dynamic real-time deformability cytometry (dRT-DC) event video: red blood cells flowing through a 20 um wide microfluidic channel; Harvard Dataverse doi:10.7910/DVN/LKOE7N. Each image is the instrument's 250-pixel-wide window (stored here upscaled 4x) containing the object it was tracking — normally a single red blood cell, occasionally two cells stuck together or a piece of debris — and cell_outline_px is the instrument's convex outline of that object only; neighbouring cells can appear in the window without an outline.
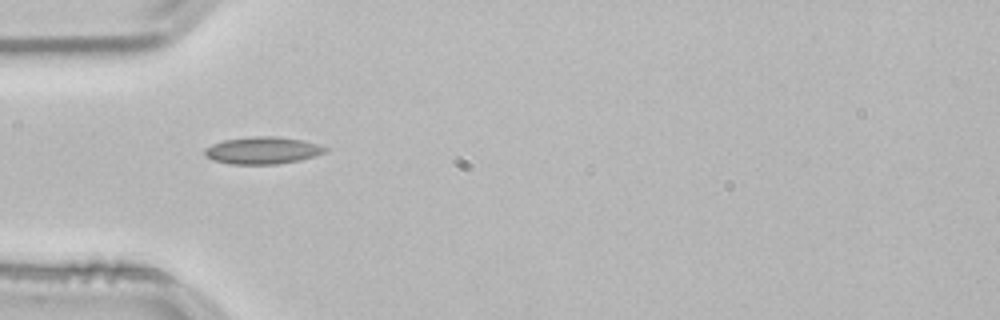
{"species": "common noctule bat (a hibernating species)", "species_latin": "Nyctalus noctula", "temperature_condition": "room temperature", "stored_images_in_passage": 38, "camera_frame_rate_fps": 3000, "um_per_image_px": 0.085, "animal": {"sex": "male", "body_mass_g": 21.5, "forearm_length_mm": 52.0}, "frame": {"image": 1, "passage_image": 1, "time_ms": 0.0, "image_size_px": [1000, 320], "cell_outline_px": [[328, 148], [324, 152], [316, 156], [300, 160], [276, 164], [232, 164], [212, 160], [204, 156], [204, 148], [212, 144], [224, 140], [252, 136], [272, 136], [304, 140]], "centroid_in_image_um": [22.28, 12.79], "position_along_channel_um": 62.7, "area_um2": 19.07}}
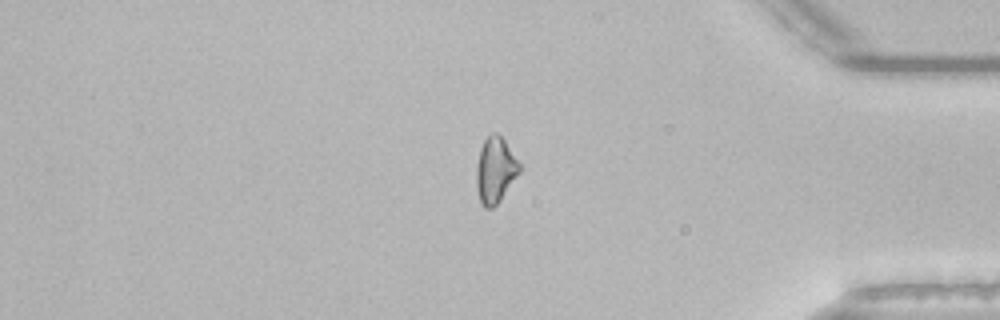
{"frame": {"image": 2, "passage_image": 29, "time_ms": 9.333, "image_size_px": [1000, 320], "cell_outline_px": [[520, 172], [500, 200], [492, 208], [484, 208], [480, 204], [476, 188], [476, 164], [480, 148], [484, 140], [492, 132], [496, 132], [504, 140], [520, 164]], "centroid_in_image_um": [42.07, 14.47], "position_along_channel_um": 393.1, "area_um2": 16.53}}
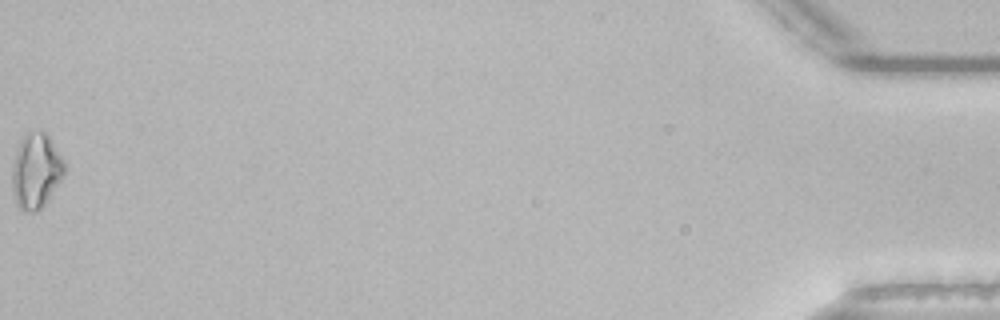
{"frame": {"image": 3, "passage_image": 38, "time_ms": 12.333, "image_size_px": [1000, 320], "cell_outline_px": [[64, 176], [44, 204], [40, 208], [32, 212], [24, 212], [16, 204], [12, 192], [12, 160], [16, 148], [20, 140], [28, 132], [40, 128], [48, 132], [64, 160]], "centroid_in_image_um": [3.04, 14.46], "position_along_channel_um": 432.2, "area_um2": 23.41}, "authors_computed_cell_mechanics": {"area_um2": 16.6175, "velocity_mm_per_s": 3.8458, "shape_relaxation_time_tau1_ms": null, "shape_relaxation_time_tau2_ms": 4.2163, "deformation_change_tau1": null, "deformation_change_tau2": 0.1153}}